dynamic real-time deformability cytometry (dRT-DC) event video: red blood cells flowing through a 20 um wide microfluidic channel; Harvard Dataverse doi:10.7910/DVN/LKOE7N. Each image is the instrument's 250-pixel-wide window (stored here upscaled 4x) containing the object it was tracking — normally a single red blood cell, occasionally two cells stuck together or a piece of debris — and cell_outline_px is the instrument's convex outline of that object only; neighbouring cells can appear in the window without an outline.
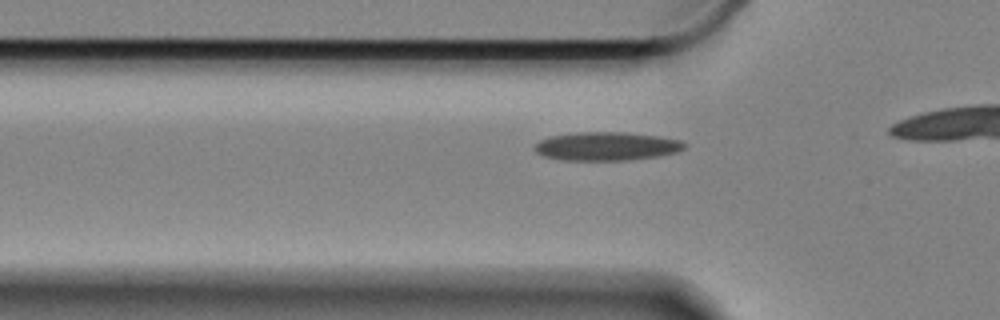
{"species": "Egyptian fruit bat (a non-hibernating species)", "species_latin": "Rousettus aegyptiacus", "temperature_condition": "cold", "stored_images_in_passage": 18, "camera_frame_rate_fps": 3000, "um_per_image_px": 0.085, "animal": {"sex": "female"}, "frame": {"image": 1, "passage_image": 12, "time_ms": 3.667, "image_size_px": [1000, 320], "cell_outline_px": [[688, 144], [684, 148], [676, 152], [656, 156], [628, 160], [560, 160], [544, 156], [536, 152], [532, 148], [540, 140], [552, 136], [580, 132], [628, 132], [656, 136], [680, 140]], "centroid_in_image_um": [51.54, 12.43], "position_along_channel_um": 74.3, "area_um2": 24.8}}
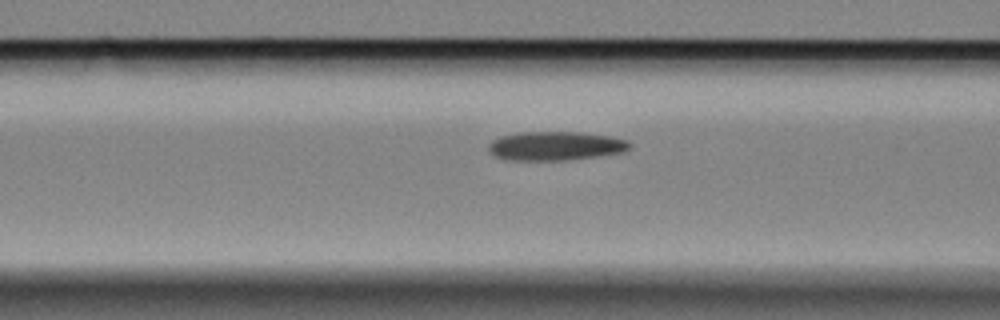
{"frame": {"image": 2, "passage_image": 16, "time_ms": 5.0, "image_size_px": [1000, 320], "cell_outline_px": [[632, 148], [624, 152], [568, 160], [512, 160], [496, 156], [488, 152], [488, 144], [492, 140], [500, 136], [520, 132], [580, 132], [608, 136], [628, 140], [632, 144]], "centroid_in_image_um": [47.23, 12.4], "position_along_channel_um": 119.4, "area_um2": 23.87}}